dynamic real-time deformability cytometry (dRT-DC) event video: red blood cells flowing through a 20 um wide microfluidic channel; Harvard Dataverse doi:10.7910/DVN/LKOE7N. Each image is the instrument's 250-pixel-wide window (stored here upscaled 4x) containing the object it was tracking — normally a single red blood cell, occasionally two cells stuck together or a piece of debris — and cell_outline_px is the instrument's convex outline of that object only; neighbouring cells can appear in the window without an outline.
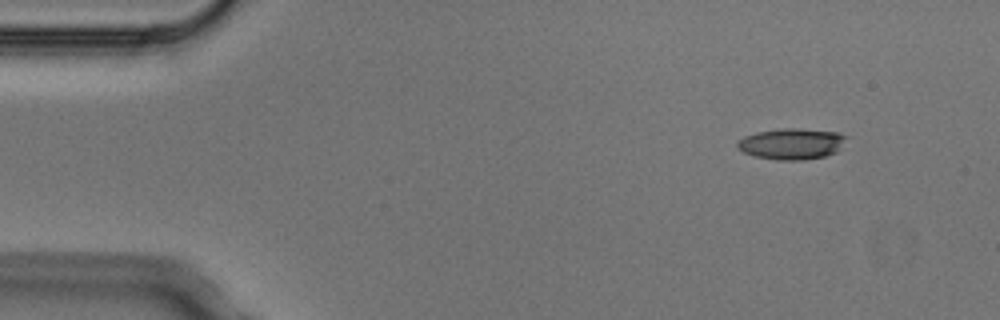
{"species": "Egyptian fruit bat (a non-hibernating species)", "species_latin": "Rousettus aegyptiacus", "temperature_condition": "cold", "stored_images_in_passage": 4, "camera_frame_rate_fps": 3000, "um_per_image_px": 0.085, "animal": {"sex": "male"}, "frame": {"image": 1, "passage_image": 2, "time_ms": 0.333, "image_size_px": [1000, 320], "cell_outline_px": [[848, 136], [836, 152], [824, 156], [804, 160], [776, 160], [752, 156], [744, 152], [736, 144], [744, 136], [756, 132], [784, 128], [796, 128], [840, 132]], "centroid_in_image_um": [67.3, 12.22], "position_along_channel_um": 17.7, "area_um2": 19.71}}